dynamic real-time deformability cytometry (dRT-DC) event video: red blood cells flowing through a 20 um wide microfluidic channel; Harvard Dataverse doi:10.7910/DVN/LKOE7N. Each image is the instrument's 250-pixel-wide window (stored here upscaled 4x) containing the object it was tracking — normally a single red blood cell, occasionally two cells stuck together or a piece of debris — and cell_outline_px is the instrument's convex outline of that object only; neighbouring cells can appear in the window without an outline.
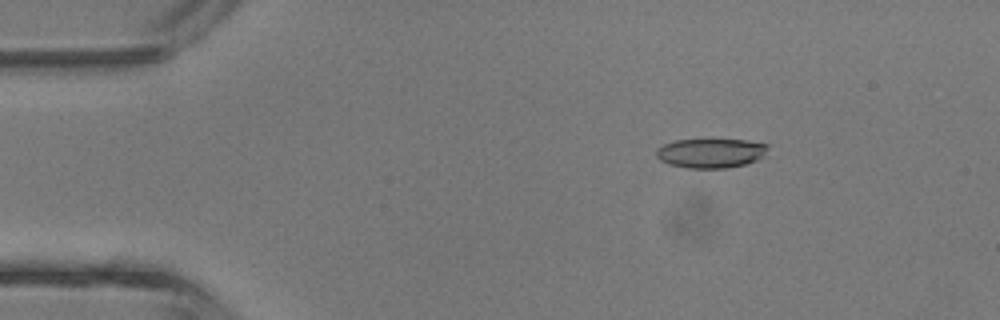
{"species": "common noctule bat (a hibernating species)", "species_latin": "Nyctalus noctula", "temperature_condition": "room temperature", "stored_images_in_passage": 42, "camera_frame_rate_fps": 3000, "um_per_image_px": 0.085, "animal": {"sex": "male", "body_mass_g": 13.3}, "frame": {"image": 1, "passage_image": 7, "time_ms": 2.0, "image_size_px": [1000, 320], "cell_outline_px": [[772, 144], [764, 156], [756, 160], [744, 164], [728, 168], [688, 168], [672, 164], [660, 160], [656, 156], [656, 148], [664, 144], [676, 140], [748, 140]], "centroid_in_image_um": [60.47, 13.0], "position_along_channel_um": 24.5, "area_um2": 19.19}}
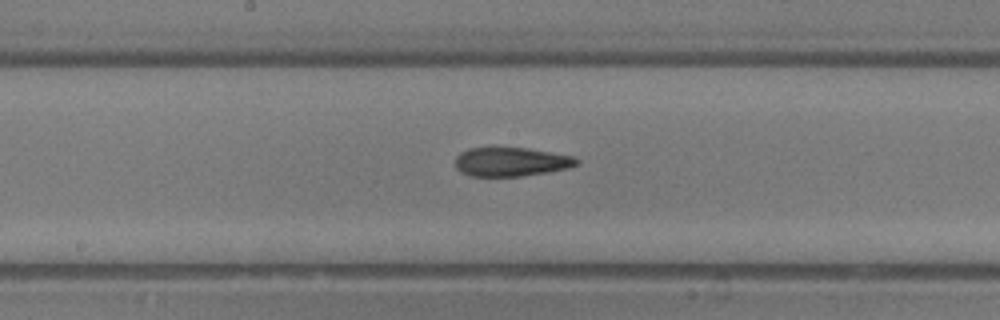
{"frame": {"image": 2, "passage_image": 22, "time_ms": 7.0, "image_size_px": [1000, 320], "cell_outline_px": [[580, 160], [576, 164], [568, 168], [548, 172], [520, 176], [468, 176], [460, 172], [456, 168], [456, 156], [460, 152], [468, 148], [492, 144], [528, 148], [572, 156]], "centroid_in_image_um": [43.36, 13.71], "position_along_channel_um": 204.8, "area_um2": 21.27}}
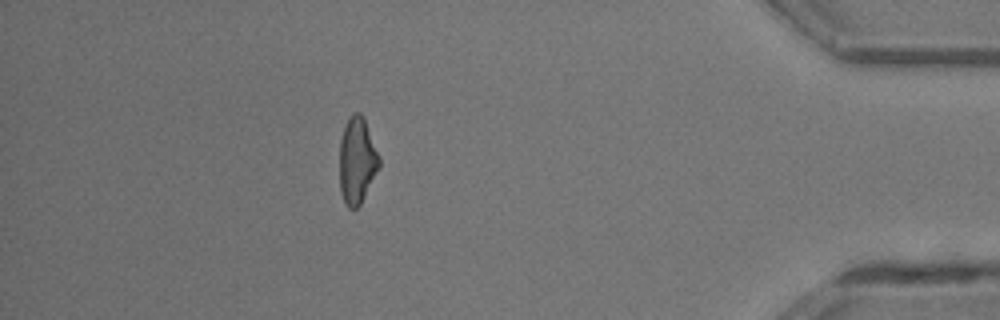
{"frame": {"image": 3, "passage_image": 37, "time_ms": 12.0, "image_size_px": [1000, 320], "cell_outline_px": [[380, 168], [360, 204], [356, 208], [348, 208], [340, 192], [340, 140], [344, 128], [348, 120], [356, 112], [360, 112], [364, 116], [380, 160]], "centroid_in_image_um": [30.36, 13.66], "position_along_channel_um": 404.8, "area_um2": 19.77}}